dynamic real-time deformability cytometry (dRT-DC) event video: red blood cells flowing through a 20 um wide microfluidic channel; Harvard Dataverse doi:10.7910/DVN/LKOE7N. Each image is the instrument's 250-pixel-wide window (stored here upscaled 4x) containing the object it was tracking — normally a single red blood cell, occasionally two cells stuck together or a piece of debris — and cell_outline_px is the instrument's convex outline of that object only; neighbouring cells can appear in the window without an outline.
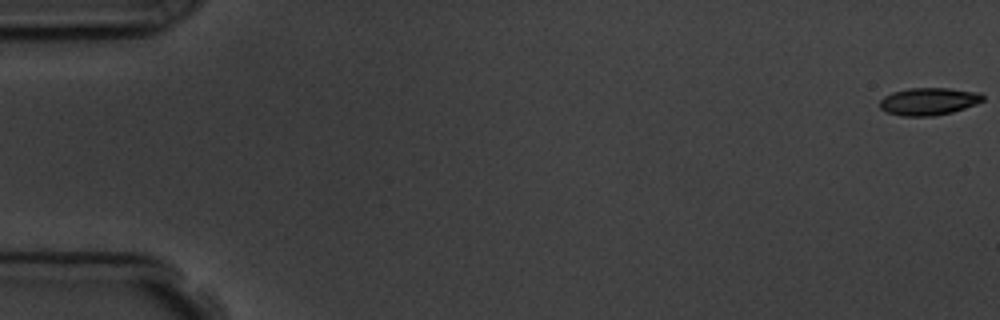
{"species": "common noctule bat (a hibernating species)", "species_latin": "Nyctalus noctula", "temperature_condition": "room temperature", "stored_images_in_passage": 5, "camera_frame_rate_fps": 3000, "um_per_image_px": 0.085, "animal": {"sex": "male", "body_mass_g": 19.5, "forearm_length_mm": 54.6}, "frame": {"image": 1, "passage_image": 1, "time_ms": 0.0, "image_size_px": [1000, 320], "cell_outline_px": [[984, 100], [976, 104], [952, 112], [936, 116], [900, 116], [888, 112], [880, 108], [880, 100], [884, 96], [892, 92], [908, 88], [948, 88], [980, 92], [984, 96]], "centroid_in_image_um": [78.94, 8.61], "position_along_channel_um": 6.1, "area_um2": 16.59}}
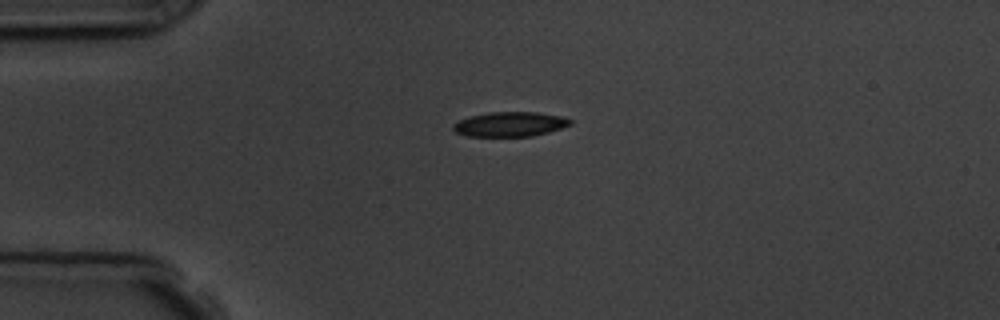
{"frame": {"image": 2, "passage_image": 4, "time_ms": 4.333, "image_size_px": [1000, 320], "cell_outline_px": [[572, 124], [548, 132], [532, 136], [468, 136], [456, 132], [452, 128], [452, 124], [468, 116], [488, 112], [536, 112], [560, 116], [572, 120]], "centroid_in_image_um": [43.32, 10.55], "position_along_channel_um": 41.7, "area_um2": 16.76}}